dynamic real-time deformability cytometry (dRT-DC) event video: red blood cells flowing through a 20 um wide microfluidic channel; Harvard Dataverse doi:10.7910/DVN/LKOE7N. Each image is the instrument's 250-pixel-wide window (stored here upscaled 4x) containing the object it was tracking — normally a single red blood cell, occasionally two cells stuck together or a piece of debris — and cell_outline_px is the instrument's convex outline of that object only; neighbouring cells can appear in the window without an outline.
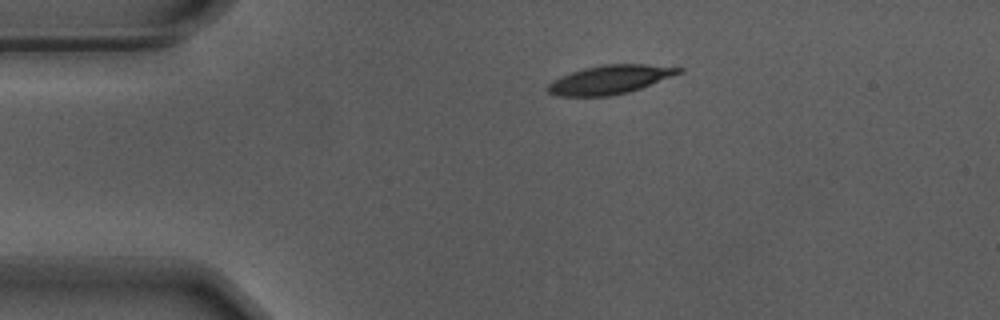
{"species": "Egyptian fruit bat (a non-hibernating species)", "species_latin": "Rousettus aegyptiacus", "temperature_condition": "warm", "stored_images_in_passage": 46, "camera_frame_rate_fps": 3000, "um_per_image_px": 0.085, "animal": {"sex": "male"}, "frame": {"image": 1, "passage_image": 1, "time_ms": 0.0, "image_size_px": [1000, 320], "cell_outline_px": [[684, 68], [680, 72], [640, 88], [628, 92], [608, 96], [556, 96], [548, 92], [548, 84], [552, 80], [560, 76], [584, 68], [604, 64], [644, 64]], "centroid_in_image_um": [51.77, 6.76], "position_along_channel_um": 33.2, "area_um2": 21.56}}
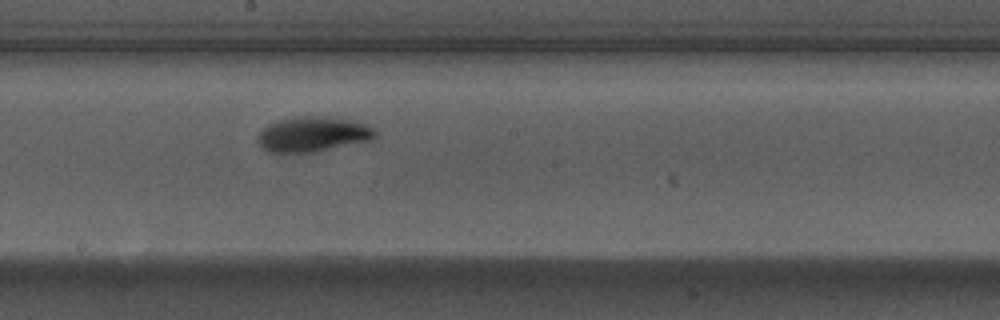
{"frame": {"image": 2, "passage_image": 20, "time_ms": 6.333, "image_size_px": [1000, 320], "cell_outline_px": [[376, 136], [368, 140], [316, 152], [268, 152], [256, 140], [260, 132], [268, 124], [292, 116], [328, 116], [348, 120], [364, 124], [372, 128], [376, 132]], "centroid_in_image_um": [26.55, 11.4], "position_along_channel_um": 221.6, "area_um2": 23.7}}
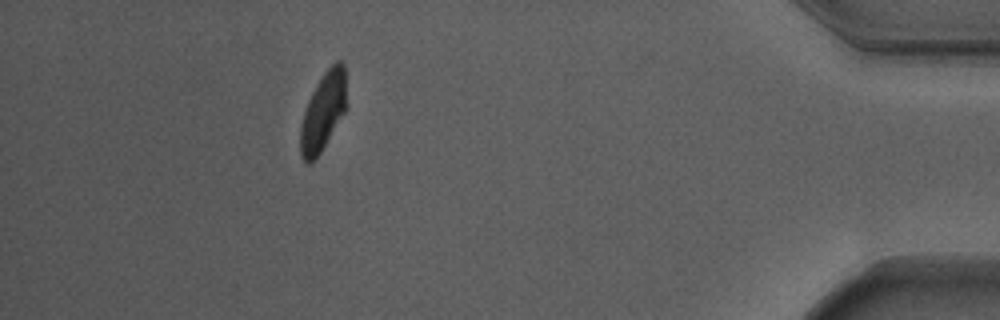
{"frame": {"image": 3, "passage_image": 40, "time_ms": 13.0, "image_size_px": [1000, 320], "cell_outline_px": [[344, 112], [320, 152], [308, 164], [300, 156], [300, 128], [304, 112], [308, 100], [316, 84], [324, 72], [336, 60], [340, 60], [344, 64]], "centroid_in_image_um": [27.42, 9.48], "position_along_channel_um": 407.8, "area_um2": 20.23}, "authors_computed_cell_mechanics": {"area_um2": 22.3975, "velocity_mm_per_s": 3.6628, "shape_relaxation_time_tau1_ms": 2.7767, "shape_relaxation_time_tau2_ms": 1.6933, "deformation_change_tau1": 0.1684, "deformation_change_tau2": 0.0652}}